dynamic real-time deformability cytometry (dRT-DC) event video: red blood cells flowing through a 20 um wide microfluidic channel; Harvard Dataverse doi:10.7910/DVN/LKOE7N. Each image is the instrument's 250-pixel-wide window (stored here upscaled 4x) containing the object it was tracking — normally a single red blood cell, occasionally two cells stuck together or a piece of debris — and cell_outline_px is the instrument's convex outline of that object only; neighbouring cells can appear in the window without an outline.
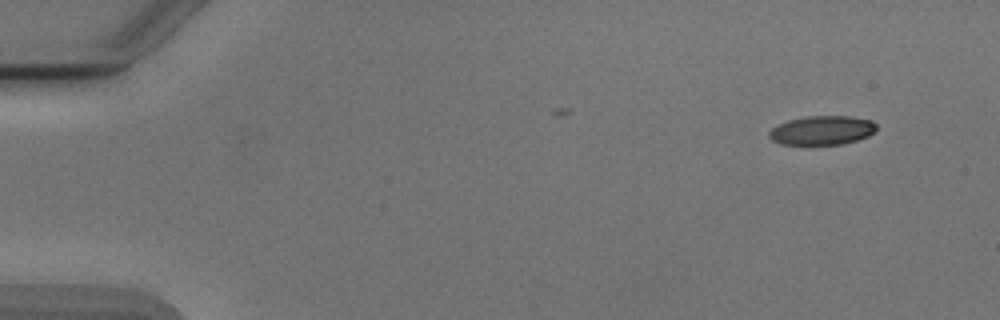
{"species": "Egyptian fruit bat (a non-hibernating species)", "species_latin": "Rousettus aegyptiacus", "temperature_condition": "cold", "stored_images_in_passage": 5, "camera_frame_rate_fps": 3000, "um_per_image_px": 0.085, "animal": {"sex": "male"}, "frame": {"image": 1, "passage_image": 1, "time_ms": 0.0, "image_size_px": [1000, 320], "cell_outline_px": [[876, 132], [868, 136], [856, 140], [840, 144], [780, 144], [772, 140], [768, 136], [768, 132], [772, 128], [788, 120], [808, 116], [852, 116], [872, 120], [876, 124]], "centroid_in_image_um": [69.89, 11.07], "position_along_channel_um": 15.1, "area_um2": 18.15}}
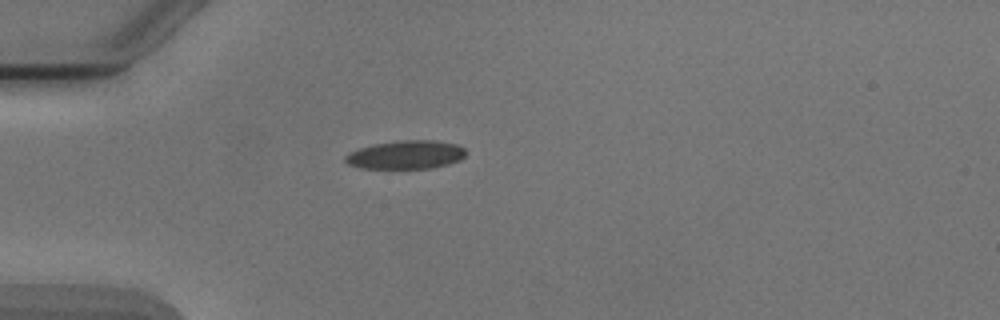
{"frame": {"image": 2, "passage_image": 4, "time_ms": 3.667, "image_size_px": [1000, 320], "cell_outline_px": [[464, 156], [460, 160], [448, 164], [432, 168], [360, 168], [348, 164], [344, 160], [344, 156], [360, 148], [372, 144], [400, 140], [436, 140], [456, 144], [464, 148]], "centroid_in_image_um": [34.5, 13.15], "position_along_channel_um": 50.5, "area_um2": 19.94}}